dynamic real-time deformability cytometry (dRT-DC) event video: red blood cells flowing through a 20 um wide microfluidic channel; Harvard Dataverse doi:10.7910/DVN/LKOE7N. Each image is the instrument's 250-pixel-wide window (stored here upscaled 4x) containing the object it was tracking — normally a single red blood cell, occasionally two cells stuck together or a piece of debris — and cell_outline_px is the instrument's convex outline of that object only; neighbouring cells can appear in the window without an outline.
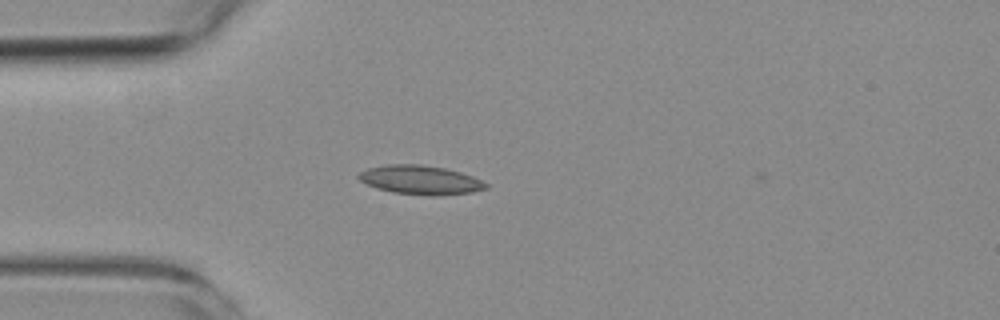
{"species": "common noctule bat (a hibernating species)", "species_latin": "Nyctalus noctula", "temperature_condition": "room temperature", "stored_images_in_passage": 5, "camera_frame_rate_fps": 3000, "um_per_image_px": 0.085, "animal": {"sex": "female", "body_mass_g": 19.3, "forearm_length_mm": 54.1}, "frame": {"image": 1, "passage_image": 5, "time_ms": 4.333, "image_size_px": [1000, 320], "cell_outline_px": [[488, 188], [472, 192], [440, 196], [428, 196], [392, 192], [376, 188], [360, 180], [356, 176], [360, 172], [368, 168], [388, 164], [420, 164], [444, 168], [460, 172], [472, 176], [488, 184]], "centroid_in_image_um": [35.74, 15.3], "position_along_channel_um": 49.3, "area_um2": 21.56}}